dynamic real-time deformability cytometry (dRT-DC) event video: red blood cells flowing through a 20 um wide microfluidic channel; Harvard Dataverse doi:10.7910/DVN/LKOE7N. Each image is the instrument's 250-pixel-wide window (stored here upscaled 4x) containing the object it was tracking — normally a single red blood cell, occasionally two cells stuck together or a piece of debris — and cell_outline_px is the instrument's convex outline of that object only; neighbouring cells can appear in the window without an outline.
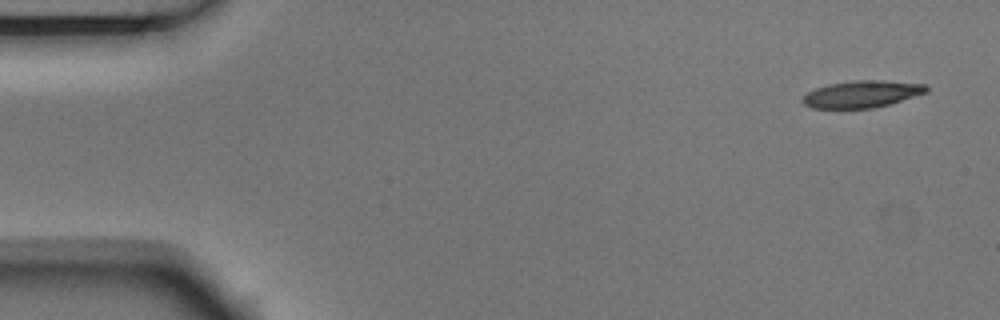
{"species": "Egyptian fruit bat (a non-hibernating species)", "species_latin": "Rousettus aegyptiacus", "temperature_condition": "room temperature", "stored_images_in_passage": 3, "segment_of_instrument_passage": [2, 2], "camera_frame_rate_fps": 3000, "um_per_image_px": 0.085, "animal": {"sex": "male"}, "frame": {"image": 1, "passage_image": 3, "time_ms": 0.667, "image_size_px": [1000, 320], "cell_outline_px": [[928, 92], [888, 104], [872, 108], [812, 108], [804, 104], [800, 100], [808, 92], [816, 88], [828, 84], [856, 80], [880, 80], [928, 84]], "centroid_in_image_um": [73.26, 7.99], "position_along_channel_um": 11.7, "area_um2": 19.36}}